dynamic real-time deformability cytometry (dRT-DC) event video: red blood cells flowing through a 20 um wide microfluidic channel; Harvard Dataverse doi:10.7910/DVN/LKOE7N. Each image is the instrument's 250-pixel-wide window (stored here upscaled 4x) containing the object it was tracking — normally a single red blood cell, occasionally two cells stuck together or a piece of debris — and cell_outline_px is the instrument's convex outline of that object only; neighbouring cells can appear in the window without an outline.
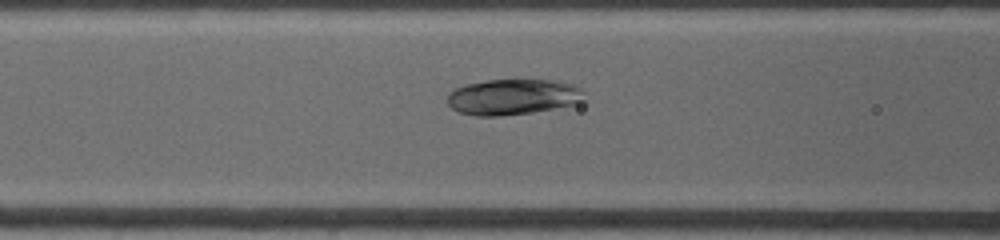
{"species": "common noctule bat (a hibernating species)", "species_latin": "Nyctalus noctula", "temperature_condition": "warm", "stored_images_in_passage": 33, "camera_frame_rate_fps": 4500, "um_per_image_px": 0.085, "animal": {"sex": "female", "body_mass_g": 19.0, "forearm_length_mm": 53.3}, "frame": {"image": 1, "passage_image": 11, "time_ms": 3.778, "image_size_px": [1000, 240], "cell_outline_px": [[584, 104], [532, 112], [500, 116], [476, 116], [456, 112], [448, 104], [448, 92], [464, 84], [488, 80], [552, 80], [572, 84], [584, 88]], "centroid_in_image_um": [43.65, 8.25], "position_along_channel_um": 122.9, "area_um2": 29.07}}
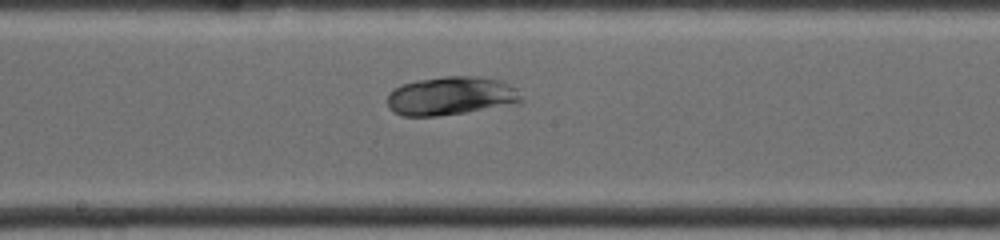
{"frame": {"image": 2, "passage_image": 17, "time_ms": 6.0, "image_size_px": [1000, 240], "cell_outline_px": [[524, 100], [520, 104], [436, 116], [404, 116], [392, 112], [388, 108], [388, 92], [400, 84], [416, 80], [444, 76], [480, 76], [500, 80], [516, 88], [524, 96]], "centroid_in_image_um": [38.36, 8.15], "position_along_channel_um": 209.8, "area_um2": 30.63}}
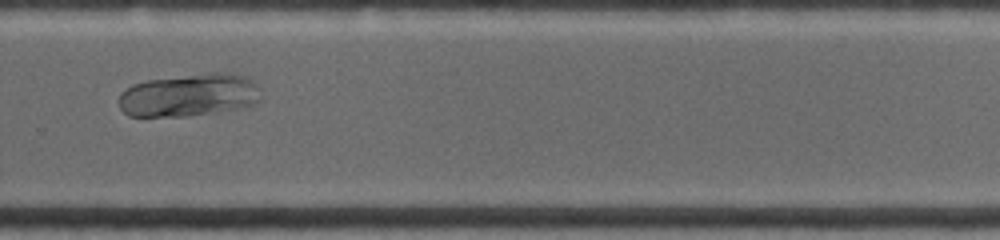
{"frame": {"image": 3, "passage_image": 24, "time_ms": 8.667, "image_size_px": [1000, 240], "cell_outline_px": [[260, 100], [244, 108], [184, 116], [128, 116], [120, 108], [120, 92], [132, 84], [148, 80], [216, 72], [224, 72], [244, 76], [252, 80], [260, 96]], "centroid_in_image_um": [16.05, 8.09], "position_along_channel_um": 313.7, "area_um2": 35.08}}